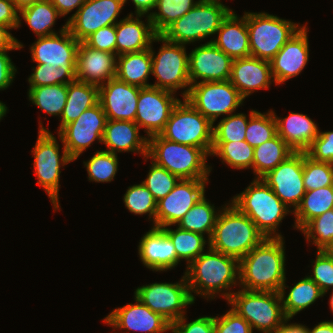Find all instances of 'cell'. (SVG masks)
I'll use <instances>...</instances> for the list:
<instances>
[{"instance_id": "7a4b0ae2", "label": "cell", "mask_w": 333, "mask_h": 333, "mask_svg": "<svg viewBox=\"0 0 333 333\" xmlns=\"http://www.w3.org/2000/svg\"><path fill=\"white\" fill-rule=\"evenodd\" d=\"M285 241L265 238L239 260V286L249 291L280 292L286 281Z\"/></svg>"}, {"instance_id": "ffe728a7", "label": "cell", "mask_w": 333, "mask_h": 333, "mask_svg": "<svg viewBox=\"0 0 333 333\" xmlns=\"http://www.w3.org/2000/svg\"><path fill=\"white\" fill-rule=\"evenodd\" d=\"M188 58L191 85L198 82L230 80L233 59L212 42L201 44ZM201 79V81H197Z\"/></svg>"}, {"instance_id": "30bf717a", "label": "cell", "mask_w": 333, "mask_h": 333, "mask_svg": "<svg viewBox=\"0 0 333 333\" xmlns=\"http://www.w3.org/2000/svg\"><path fill=\"white\" fill-rule=\"evenodd\" d=\"M155 41L163 43L157 55L152 49ZM150 53L152 56L151 75L156 77V82L151 86L174 93L186 88L182 93V98H185L191 86L186 45L168 41L157 34L152 40Z\"/></svg>"}, {"instance_id": "8d00e7d4", "label": "cell", "mask_w": 333, "mask_h": 333, "mask_svg": "<svg viewBox=\"0 0 333 333\" xmlns=\"http://www.w3.org/2000/svg\"><path fill=\"white\" fill-rule=\"evenodd\" d=\"M218 211V212H217ZM207 201L205 195L184 215L177 223L181 229L198 233L201 235L208 234V241L212 236L215 222L219 210Z\"/></svg>"}, {"instance_id": "f6af8a7d", "label": "cell", "mask_w": 333, "mask_h": 333, "mask_svg": "<svg viewBox=\"0 0 333 333\" xmlns=\"http://www.w3.org/2000/svg\"><path fill=\"white\" fill-rule=\"evenodd\" d=\"M117 154L105 150L96 151L95 154L86 162L88 180L93 182H111L118 170Z\"/></svg>"}, {"instance_id": "484cf974", "label": "cell", "mask_w": 333, "mask_h": 333, "mask_svg": "<svg viewBox=\"0 0 333 333\" xmlns=\"http://www.w3.org/2000/svg\"><path fill=\"white\" fill-rule=\"evenodd\" d=\"M230 82L244 98L256 90L268 89L274 82L270 61L252 56L233 59Z\"/></svg>"}, {"instance_id": "6da1fadb", "label": "cell", "mask_w": 333, "mask_h": 333, "mask_svg": "<svg viewBox=\"0 0 333 333\" xmlns=\"http://www.w3.org/2000/svg\"><path fill=\"white\" fill-rule=\"evenodd\" d=\"M60 34L38 37L30 47L32 61L37 63L29 76V87L45 85H68L76 80V60L80 42L67 29Z\"/></svg>"}, {"instance_id": "db71d44e", "label": "cell", "mask_w": 333, "mask_h": 333, "mask_svg": "<svg viewBox=\"0 0 333 333\" xmlns=\"http://www.w3.org/2000/svg\"><path fill=\"white\" fill-rule=\"evenodd\" d=\"M185 316L171 325L172 333H215L214 317L203 316L186 323Z\"/></svg>"}, {"instance_id": "bcb514c9", "label": "cell", "mask_w": 333, "mask_h": 333, "mask_svg": "<svg viewBox=\"0 0 333 333\" xmlns=\"http://www.w3.org/2000/svg\"><path fill=\"white\" fill-rule=\"evenodd\" d=\"M303 184L305 191L333 185V164L317 162L303 152Z\"/></svg>"}, {"instance_id": "9a60e30c", "label": "cell", "mask_w": 333, "mask_h": 333, "mask_svg": "<svg viewBox=\"0 0 333 333\" xmlns=\"http://www.w3.org/2000/svg\"><path fill=\"white\" fill-rule=\"evenodd\" d=\"M107 116L98 102L85 110L73 122L58 131V137L69 156L75 161L91 144L98 140L102 143Z\"/></svg>"}, {"instance_id": "836d02e7", "label": "cell", "mask_w": 333, "mask_h": 333, "mask_svg": "<svg viewBox=\"0 0 333 333\" xmlns=\"http://www.w3.org/2000/svg\"><path fill=\"white\" fill-rule=\"evenodd\" d=\"M294 152L278 134L255 147L252 166L255 179H261Z\"/></svg>"}, {"instance_id": "c3c4849f", "label": "cell", "mask_w": 333, "mask_h": 333, "mask_svg": "<svg viewBox=\"0 0 333 333\" xmlns=\"http://www.w3.org/2000/svg\"><path fill=\"white\" fill-rule=\"evenodd\" d=\"M147 178L142 181L154 199L164 198L180 180L177 176L151 161Z\"/></svg>"}, {"instance_id": "4fadbf2b", "label": "cell", "mask_w": 333, "mask_h": 333, "mask_svg": "<svg viewBox=\"0 0 333 333\" xmlns=\"http://www.w3.org/2000/svg\"><path fill=\"white\" fill-rule=\"evenodd\" d=\"M185 99L213 125L219 116L232 114L245 100L230 80L192 84Z\"/></svg>"}, {"instance_id": "816d5d0a", "label": "cell", "mask_w": 333, "mask_h": 333, "mask_svg": "<svg viewBox=\"0 0 333 333\" xmlns=\"http://www.w3.org/2000/svg\"><path fill=\"white\" fill-rule=\"evenodd\" d=\"M305 153L314 161L333 164V131L320 132Z\"/></svg>"}, {"instance_id": "ee69618b", "label": "cell", "mask_w": 333, "mask_h": 333, "mask_svg": "<svg viewBox=\"0 0 333 333\" xmlns=\"http://www.w3.org/2000/svg\"><path fill=\"white\" fill-rule=\"evenodd\" d=\"M123 201L131 213L135 215L148 214L149 219L154 223L153 227H155L157 201L143 182L129 186Z\"/></svg>"}, {"instance_id": "ba28073f", "label": "cell", "mask_w": 333, "mask_h": 333, "mask_svg": "<svg viewBox=\"0 0 333 333\" xmlns=\"http://www.w3.org/2000/svg\"><path fill=\"white\" fill-rule=\"evenodd\" d=\"M228 304L239 316L262 333H275L287 320L279 292L249 291L241 288L235 291Z\"/></svg>"}, {"instance_id": "b9f144b4", "label": "cell", "mask_w": 333, "mask_h": 333, "mask_svg": "<svg viewBox=\"0 0 333 333\" xmlns=\"http://www.w3.org/2000/svg\"><path fill=\"white\" fill-rule=\"evenodd\" d=\"M301 232L307 242L313 240L317 250L328 251L333 246V209L312 219Z\"/></svg>"}, {"instance_id": "be15d7a7", "label": "cell", "mask_w": 333, "mask_h": 333, "mask_svg": "<svg viewBox=\"0 0 333 333\" xmlns=\"http://www.w3.org/2000/svg\"><path fill=\"white\" fill-rule=\"evenodd\" d=\"M14 3L15 8L20 11L23 8H26L28 6H31L37 2L43 1V0H12Z\"/></svg>"}, {"instance_id": "f907efd6", "label": "cell", "mask_w": 333, "mask_h": 333, "mask_svg": "<svg viewBox=\"0 0 333 333\" xmlns=\"http://www.w3.org/2000/svg\"><path fill=\"white\" fill-rule=\"evenodd\" d=\"M215 333H253L251 325L234 310L214 317Z\"/></svg>"}, {"instance_id": "11a10c76", "label": "cell", "mask_w": 333, "mask_h": 333, "mask_svg": "<svg viewBox=\"0 0 333 333\" xmlns=\"http://www.w3.org/2000/svg\"><path fill=\"white\" fill-rule=\"evenodd\" d=\"M12 50L0 51V90H6L13 82L17 69L7 54Z\"/></svg>"}, {"instance_id": "603a6c76", "label": "cell", "mask_w": 333, "mask_h": 333, "mask_svg": "<svg viewBox=\"0 0 333 333\" xmlns=\"http://www.w3.org/2000/svg\"><path fill=\"white\" fill-rule=\"evenodd\" d=\"M140 87L114 77L99 87V102L110 120L135 122Z\"/></svg>"}, {"instance_id": "d6986e66", "label": "cell", "mask_w": 333, "mask_h": 333, "mask_svg": "<svg viewBox=\"0 0 333 333\" xmlns=\"http://www.w3.org/2000/svg\"><path fill=\"white\" fill-rule=\"evenodd\" d=\"M288 207L299 206L306 191L303 184V152H294L261 178Z\"/></svg>"}, {"instance_id": "e575fe53", "label": "cell", "mask_w": 333, "mask_h": 333, "mask_svg": "<svg viewBox=\"0 0 333 333\" xmlns=\"http://www.w3.org/2000/svg\"><path fill=\"white\" fill-rule=\"evenodd\" d=\"M333 209V185L306 191L299 206L293 211L294 228L302 230L312 219Z\"/></svg>"}, {"instance_id": "60d3db41", "label": "cell", "mask_w": 333, "mask_h": 333, "mask_svg": "<svg viewBox=\"0 0 333 333\" xmlns=\"http://www.w3.org/2000/svg\"><path fill=\"white\" fill-rule=\"evenodd\" d=\"M194 0H157L155 9L149 18L156 34L160 35L174 21L184 16L198 2Z\"/></svg>"}, {"instance_id": "7dc6e473", "label": "cell", "mask_w": 333, "mask_h": 333, "mask_svg": "<svg viewBox=\"0 0 333 333\" xmlns=\"http://www.w3.org/2000/svg\"><path fill=\"white\" fill-rule=\"evenodd\" d=\"M256 110H251L249 118L244 113L230 114L223 117L216 126H213V142H230L245 140V132L250 115Z\"/></svg>"}, {"instance_id": "ab89813d", "label": "cell", "mask_w": 333, "mask_h": 333, "mask_svg": "<svg viewBox=\"0 0 333 333\" xmlns=\"http://www.w3.org/2000/svg\"><path fill=\"white\" fill-rule=\"evenodd\" d=\"M254 148L245 140L213 142L210 156H218L222 163L234 169H250L253 166Z\"/></svg>"}, {"instance_id": "5bb4252c", "label": "cell", "mask_w": 333, "mask_h": 333, "mask_svg": "<svg viewBox=\"0 0 333 333\" xmlns=\"http://www.w3.org/2000/svg\"><path fill=\"white\" fill-rule=\"evenodd\" d=\"M134 296L171 325L184 316L192 299L185 274L176 283H152L135 289Z\"/></svg>"}, {"instance_id": "f35d334b", "label": "cell", "mask_w": 333, "mask_h": 333, "mask_svg": "<svg viewBox=\"0 0 333 333\" xmlns=\"http://www.w3.org/2000/svg\"><path fill=\"white\" fill-rule=\"evenodd\" d=\"M28 97L32 104L45 113L61 117L67 100V85L29 87Z\"/></svg>"}, {"instance_id": "44dd1931", "label": "cell", "mask_w": 333, "mask_h": 333, "mask_svg": "<svg viewBox=\"0 0 333 333\" xmlns=\"http://www.w3.org/2000/svg\"><path fill=\"white\" fill-rule=\"evenodd\" d=\"M135 304H127L114 309L104 317L103 322L113 329H126L133 332L165 333L171 331V324L161 315L153 312L134 296Z\"/></svg>"}, {"instance_id": "2e32d148", "label": "cell", "mask_w": 333, "mask_h": 333, "mask_svg": "<svg viewBox=\"0 0 333 333\" xmlns=\"http://www.w3.org/2000/svg\"><path fill=\"white\" fill-rule=\"evenodd\" d=\"M209 179H180L175 187L157 201L155 227L177 225L184 215L205 195Z\"/></svg>"}, {"instance_id": "f546056e", "label": "cell", "mask_w": 333, "mask_h": 333, "mask_svg": "<svg viewBox=\"0 0 333 333\" xmlns=\"http://www.w3.org/2000/svg\"><path fill=\"white\" fill-rule=\"evenodd\" d=\"M277 134L295 151L305 152L318 137L317 124L306 114L290 112L279 118L273 111Z\"/></svg>"}, {"instance_id": "e7e4bbea", "label": "cell", "mask_w": 333, "mask_h": 333, "mask_svg": "<svg viewBox=\"0 0 333 333\" xmlns=\"http://www.w3.org/2000/svg\"><path fill=\"white\" fill-rule=\"evenodd\" d=\"M7 113V106L6 104L0 101V120L6 115Z\"/></svg>"}, {"instance_id": "8992f818", "label": "cell", "mask_w": 333, "mask_h": 333, "mask_svg": "<svg viewBox=\"0 0 333 333\" xmlns=\"http://www.w3.org/2000/svg\"><path fill=\"white\" fill-rule=\"evenodd\" d=\"M208 156L202 148L171 142L157 134L148 138L145 160L150 158L179 179H208L212 170L206 163Z\"/></svg>"}, {"instance_id": "91938a15", "label": "cell", "mask_w": 333, "mask_h": 333, "mask_svg": "<svg viewBox=\"0 0 333 333\" xmlns=\"http://www.w3.org/2000/svg\"><path fill=\"white\" fill-rule=\"evenodd\" d=\"M127 0H124L126 3ZM135 5V15H150V11L155 9L157 0H132Z\"/></svg>"}, {"instance_id": "03108f58", "label": "cell", "mask_w": 333, "mask_h": 333, "mask_svg": "<svg viewBox=\"0 0 333 333\" xmlns=\"http://www.w3.org/2000/svg\"><path fill=\"white\" fill-rule=\"evenodd\" d=\"M329 304H330L329 307H330V309H331V311L333 313V289H332V294L330 296Z\"/></svg>"}, {"instance_id": "8fae6325", "label": "cell", "mask_w": 333, "mask_h": 333, "mask_svg": "<svg viewBox=\"0 0 333 333\" xmlns=\"http://www.w3.org/2000/svg\"><path fill=\"white\" fill-rule=\"evenodd\" d=\"M213 124L185 98L172 110L160 136L168 141L202 148L212 152Z\"/></svg>"}, {"instance_id": "ac0fdd59", "label": "cell", "mask_w": 333, "mask_h": 333, "mask_svg": "<svg viewBox=\"0 0 333 333\" xmlns=\"http://www.w3.org/2000/svg\"><path fill=\"white\" fill-rule=\"evenodd\" d=\"M124 4V0H87L66 21L67 29L76 40L83 42L97 30L116 25Z\"/></svg>"}, {"instance_id": "d590c367", "label": "cell", "mask_w": 333, "mask_h": 333, "mask_svg": "<svg viewBox=\"0 0 333 333\" xmlns=\"http://www.w3.org/2000/svg\"><path fill=\"white\" fill-rule=\"evenodd\" d=\"M19 26L21 19H24L27 25L37 37L51 36L58 34L52 30L58 17H62L58 10L53 6L51 0H43L19 11Z\"/></svg>"}, {"instance_id": "f1b7e54d", "label": "cell", "mask_w": 333, "mask_h": 333, "mask_svg": "<svg viewBox=\"0 0 333 333\" xmlns=\"http://www.w3.org/2000/svg\"><path fill=\"white\" fill-rule=\"evenodd\" d=\"M139 126L132 121L107 120L102 144L110 153L134 152L147 156L148 137L139 135Z\"/></svg>"}, {"instance_id": "7402d4cb", "label": "cell", "mask_w": 333, "mask_h": 333, "mask_svg": "<svg viewBox=\"0 0 333 333\" xmlns=\"http://www.w3.org/2000/svg\"><path fill=\"white\" fill-rule=\"evenodd\" d=\"M308 28H301L285 43L270 60L275 85L298 76L309 61Z\"/></svg>"}, {"instance_id": "4316f807", "label": "cell", "mask_w": 333, "mask_h": 333, "mask_svg": "<svg viewBox=\"0 0 333 333\" xmlns=\"http://www.w3.org/2000/svg\"><path fill=\"white\" fill-rule=\"evenodd\" d=\"M143 16L136 15L133 18L134 14L130 13L115 25L117 56L150 48L157 34L152 27L149 15H145L147 23L141 20Z\"/></svg>"}, {"instance_id": "cb8c5ba5", "label": "cell", "mask_w": 333, "mask_h": 333, "mask_svg": "<svg viewBox=\"0 0 333 333\" xmlns=\"http://www.w3.org/2000/svg\"><path fill=\"white\" fill-rule=\"evenodd\" d=\"M117 55L95 50L80 42L76 60V80L97 87L116 76Z\"/></svg>"}, {"instance_id": "3957f363", "label": "cell", "mask_w": 333, "mask_h": 333, "mask_svg": "<svg viewBox=\"0 0 333 333\" xmlns=\"http://www.w3.org/2000/svg\"><path fill=\"white\" fill-rule=\"evenodd\" d=\"M188 267L185 276L193 301L195 295L214 299L217 293L227 301L234 293L229 288L239 285V260L207 247ZM238 279V280H237ZM222 290H224L222 292ZM226 290V292H225ZM229 291V292H228ZM221 292V293H220ZM216 295V297H214Z\"/></svg>"}, {"instance_id": "6125c7cd", "label": "cell", "mask_w": 333, "mask_h": 333, "mask_svg": "<svg viewBox=\"0 0 333 333\" xmlns=\"http://www.w3.org/2000/svg\"><path fill=\"white\" fill-rule=\"evenodd\" d=\"M308 333H333V321L320 322L313 329L308 328Z\"/></svg>"}, {"instance_id": "d6a6232c", "label": "cell", "mask_w": 333, "mask_h": 333, "mask_svg": "<svg viewBox=\"0 0 333 333\" xmlns=\"http://www.w3.org/2000/svg\"><path fill=\"white\" fill-rule=\"evenodd\" d=\"M286 288L288 286L284 282L279 293L282 299L283 311L287 319H292L293 316L325 295L309 275L298 281L293 287L290 286L291 289L288 294L285 292Z\"/></svg>"}, {"instance_id": "7c38bea8", "label": "cell", "mask_w": 333, "mask_h": 333, "mask_svg": "<svg viewBox=\"0 0 333 333\" xmlns=\"http://www.w3.org/2000/svg\"><path fill=\"white\" fill-rule=\"evenodd\" d=\"M36 144L31 151L34 157V170L38 179L37 184L47 192L54 211L60 210L59 182L61 166H65L74 160L69 156L63 145L62 156L59 154V144L56 137L46 129L41 121Z\"/></svg>"}, {"instance_id": "277c9868", "label": "cell", "mask_w": 333, "mask_h": 333, "mask_svg": "<svg viewBox=\"0 0 333 333\" xmlns=\"http://www.w3.org/2000/svg\"><path fill=\"white\" fill-rule=\"evenodd\" d=\"M264 239L265 236L246 214L227 203L219 210L208 246L240 260Z\"/></svg>"}, {"instance_id": "83f0119b", "label": "cell", "mask_w": 333, "mask_h": 333, "mask_svg": "<svg viewBox=\"0 0 333 333\" xmlns=\"http://www.w3.org/2000/svg\"><path fill=\"white\" fill-rule=\"evenodd\" d=\"M217 38L210 40L216 47L232 59L251 56L246 12L240 18L233 10L222 21L216 32Z\"/></svg>"}, {"instance_id": "7bdbcfd3", "label": "cell", "mask_w": 333, "mask_h": 333, "mask_svg": "<svg viewBox=\"0 0 333 333\" xmlns=\"http://www.w3.org/2000/svg\"><path fill=\"white\" fill-rule=\"evenodd\" d=\"M276 134V121L272 110L268 113H261L256 110L250 115L245 132V141L253 148L270 140Z\"/></svg>"}, {"instance_id": "6f0895ef", "label": "cell", "mask_w": 333, "mask_h": 333, "mask_svg": "<svg viewBox=\"0 0 333 333\" xmlns=\"http://www.w3.org/2000/svg\"><path fill=\"white\" fill-rule=\"evenodd\" d=\"M11 27L0 24V51L1 50H17L23 48V44L19 42L9 30Z\"/></svg>"}, {"instance_id": "9c48e42d", "label": "cell", "mask_w": 333, "mask_h": 333, "mask_svg": "<svg viewBox=\"0 0 333 333\" xmlns=\"http://www.w3.org/2000/svg\"><path fill=\"white\" fill-rule=\"evenodd\" d=\"M251 56L270 61L301 28L289 20L269 13L246 12Z\"/></svg>"}, {"instance_id": "003e7915", "label": "cell", "mask_w": 333, "mask_h": 333, "mask_svg": "<svg viewBox=\"0 0 333 333\" xmlns=\"http://www.w3.org/2000/svg\"><path fill=\"white\" fill-rule=\"evenodd\" d=\"M328 251L333 255V246Z\"/></svg>"}, {"instance_id": "52a82bcc", "label": "cell", "mask_w": 333, "mask_h": 333, "mask_svg": "<svg viewBox=\"0 0 333 333\" xmlns=\"http://www.w3.org/2000/svg\"><path fill=\"white\" fill-rule=\"evenodd\" d=\"M231 11L220 0H200L160 35L168 41L184 45L201 41L216 34Z\"/></svg>"}, {"instance_id": "e0dca14e", "label": "cell", "mask_w": 333, "mask_h": 333, "mask_svg": "<svg viewBox=\"0 0 333 333\" xmlns=\"http://www.w3.org/2000/svg\"><path fill=\"white\" fill-rule=\"evenodd\" d=\"M174 94L152 86L140 88L135 123L144 128L148 138L164 129L172 110L181 100Z\"/></svg>"}, {"instance_id": "680465c9", "label": "cell", "mask_w": 333, "mask_h": 333, "mask_svg": "<svg viewBox=\"0 0 333 333\" xmlns=\"http://www.w3.org/2000/svg\"><path fill=\"white\" fill-rule=\"evenodd\" d=\"M86 1L87 0H51L59 14L64 17L75 8L78 11Z\"/></svg>"}, {"instance_id": "681fc988", "label": "cell", "mask_w": 333, "mask_h": 333, "mask_svg": "<svg viewBox=\"0 0 333 333\" xmlns=\"http://www.w3.org/2000/svg\"><path fill=\"white\" fill-rule=\"evenodd\" d=\"M313 261V276H309L324 294L333 287V255L329 251L317 250Z\"/></svg>"}, {"instance_id": "1f68e13d", "label": "cell", "mask_w": 333, "mask_h": 333, "mask_svg": "<svg viewBox=\"0 0 333 333\" xmlns=\"http://www.w3.org/2000/svg\"><path fill=\"white\" fill-rule=\"evenodd\" d=\"M99 102V87L75 80L67 85V100L60 117V131L75 121L81 113Z\"/></svg>"}, {"instance_id": "9f6ffc18", "label": "cell", "mask_w": 333, "mask_h": 333, "mask_svg": "<svg viewBox=\"0 0 333 333\" xmlns=\"http://www.w3.org/2000/svg\"><path fill=\"white\" fill-rule=\"evenodd\" d=\"M19 11L12 0H0V24L16 29L19 26Z\"/></svg>"}, {"instance_id": "5b68a950", "label": "cell", "mask_w": 333, "mask_h": 333, "mask_svg": "<svg viewBox=\"0 0 333 333\" xmlns=\"http://www.w3.org/2000/svg\"><path fill=\"white\" fill-rule=\"evenodd\" d=\"M230 203L246 214L265 238H283L277 228L287 214L293 213L262 179L254 178Z\"/></svg>"}, {"instance_id": "d4e9b609", "label": "cell", "mask_w": 333, "mask_h": 333, "mask_svg": "<svg viewBox=\"0 0 333 333\" xmlns=\"http://www.w3.org/2000/svg\"><path fill=\"white\" fill-rule=\"evenodd\" d=\"M138 255L144 266L152 271H167L178 265L175 247L162 228L151 227L142 236Z\"/></svg>"}, {"instance_id": "94428289", "label": "cell", "mask_w": 333, "mask_h": 333, "mask_svg": "<svg viewBox=\"0 0 333 333\" xmlns=\"http://www.w3.org/2000/svg\"><path fill=\"white\" fill-rule=\"evenodd\" d=\"M290 319H287L275 333H308V327L302 324L291 323L288 324Z\"/></svg>"}, {"instance_id": "4dcf8cb0", "label": "cell", "mask_w": 333, "mask_h": 333, "mask_svg": "<svg viewBox=\"0 0 333 333\" xmlns=\"http://www.w3.org/2000/svg\"><path fill=\"white\" fill-rule=\"evenodd\" d=\"M150 48L117 56L116 78L140 88L149 87L147 83L152 74Z\"/></svg>"}, {"instance_id": "f5cc1de1", "label": "cell", "mask_w": 333, "mask_h": 333, "mask_svg": "<svg viewBox=\"0 0 333 333\" xmlns=\"http://www.w3.org/2000/svg\"><path fill=\"white\" fill-rule=\"evenodd\" d=\"M83 43L95 50H101L116 55L115 25H108L87 37Z\"/></svg>"}, {"instance_id": "74e56055", "label": "cell", "mask_w": 333, "mask_h": 333, "mask_svg": "<svg viewBox=\"0 0 333 333\" xmlns=\"http://www.w3.org/2000/svg\"><path fill=\"white\" fill-rule=\"evenodd\" d=\"M169 227H162V229L169 236L175 247L178 264L180 260H186V267H188L204 252V247L209 241L205 240L204 235L181 229L178 226L174 230Z\"/></svg>"}]
</instances>
